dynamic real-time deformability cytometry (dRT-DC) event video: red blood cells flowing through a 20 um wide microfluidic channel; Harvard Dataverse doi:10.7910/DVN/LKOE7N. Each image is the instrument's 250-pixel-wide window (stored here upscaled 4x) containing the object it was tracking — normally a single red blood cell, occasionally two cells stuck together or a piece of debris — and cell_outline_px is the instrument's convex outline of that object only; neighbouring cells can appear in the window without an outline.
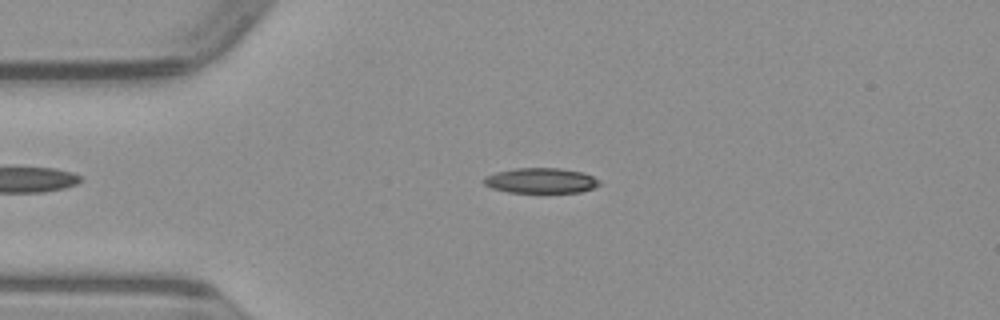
{"species": "common noctule bat (a hibernating species)", "species_latin": "Nyctalus noctula", "temperature_condition": "warm", "stored_images_in_passage": 50, "camera_frame_rate_fps": 3000, "um_per_image_px": 0.085, "animal": {"sex": "male", "body_mass_g": 23.1, "forearm_length_mm": 52.7}, "frame": {"image": 1, "passage_image": 11, "time_ms": 3.333, "image_size_px": [1000, 320], "cell_outline_px": [[600, 184], [592, 188], [580, 192], [508, 192], [492, 188], [484, 184], [484, 176], [496, 172], [516, 168], [560, 168], [584, 172], [600, 180]], "centroid_in_image_um": [45.98, 15.34], "position_along_channel_um": 39.0, "area_um2": 16.94}}
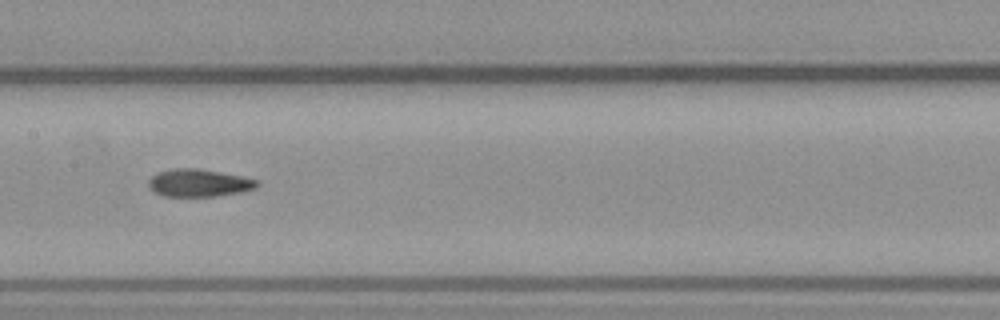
{"frame": {"image": 2, "passage_image": 24, "time_ms": 7.667, "image_size_px": [1000, 320], "cell_outline_px": [[260, 184], [256, 188], [240, 192], [216, 196], [164, 196], [148, 188], [148, 180], [156, 172], [172, 168], [196, 168], [244, 176], [260, 180]], "centroid_in_image_um": [16.91, 15.54], "position_along_channel_um": 190.5, "area_um2": 17.63}}
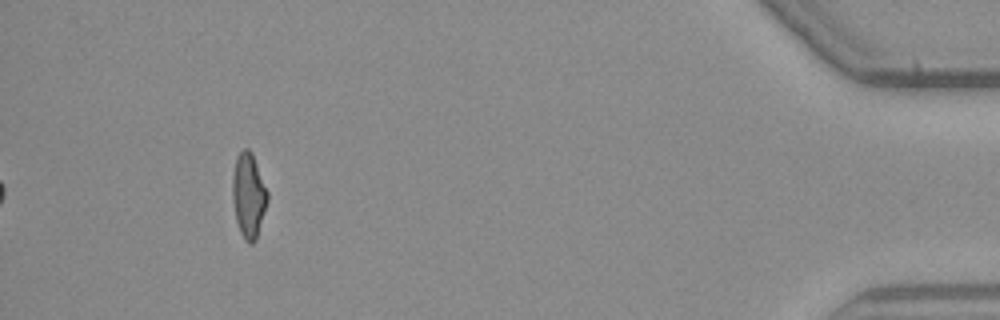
{"frame": {"image": 3, "passage_image": 46, "time_ms": 15.0, "image_size_px": [1000, 320], "cell_outline_px": [[268, 200], [256, 240], [252, 244], [248, 244], [244, 240], [240, 232], [236, 220], [232, 196], [232, 176], [236, 156], [244, 148], [248, 148], [252, 152], [268, 192]], "centroid_in_image_um": [21.12, 16.61], "position_along_channel_um": 414.1, "area_um2": 17.4}}